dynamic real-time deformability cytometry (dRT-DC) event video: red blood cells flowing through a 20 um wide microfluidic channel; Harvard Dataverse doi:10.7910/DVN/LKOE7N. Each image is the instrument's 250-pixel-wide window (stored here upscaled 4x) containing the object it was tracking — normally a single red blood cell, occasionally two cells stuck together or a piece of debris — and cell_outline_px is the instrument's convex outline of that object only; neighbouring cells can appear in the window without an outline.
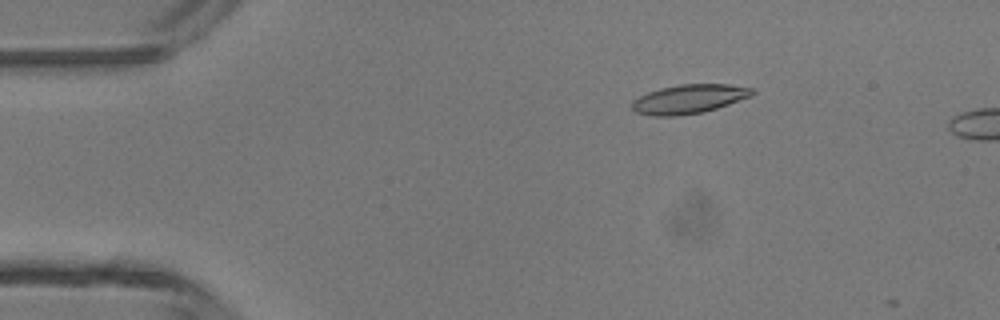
{"species": "common noctule bat (a hibernating species)", "species_latin": "Nyctalus noctula", "temperature_condition": "room temperature", "stored_images_in_passage": 9, "camera_frame_rate_fps": 3000, "um_per_image_px": 0.085, "animal": {"sex": "male", "body_mass_g": 13.3}, "frame": {"image": 1, "passage_image": 8, "time_ms": 2.333, "image_size_px": [1000, 320], "cell_outline_px": [[756, 92], [752, 96], [704, 112], [680, 116], [652, 116], [636, 112], [632, 108], [632, 100], [648, 92], [660, 88], [680, 84], [728, 84], [756, 88]], "centroid_in_image_um": [58.59, 8.41], "position_along_channel_um": 26.4, "area_um2": 20.52}}